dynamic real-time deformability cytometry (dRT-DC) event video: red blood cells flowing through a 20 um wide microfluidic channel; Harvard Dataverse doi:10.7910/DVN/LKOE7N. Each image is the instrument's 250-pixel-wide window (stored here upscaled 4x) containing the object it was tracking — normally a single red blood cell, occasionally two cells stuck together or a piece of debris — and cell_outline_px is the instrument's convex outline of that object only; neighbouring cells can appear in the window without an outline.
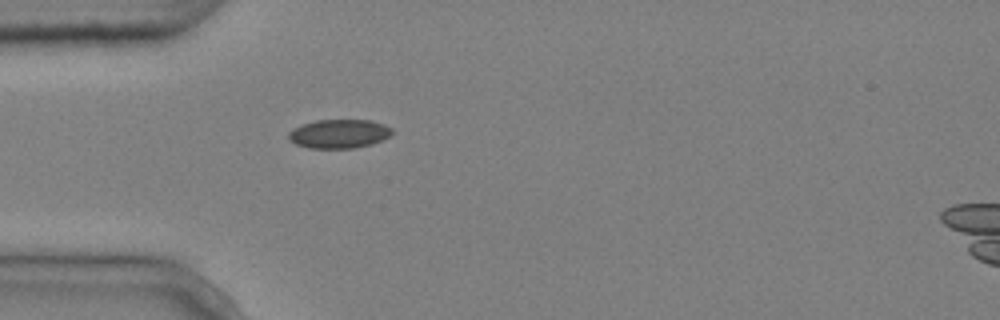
{"species": "common noctule bat (a hibernating species)", "species_latin": "Nyctalus noctula", "temperature_condition": "cold", "stored_images_in_passage": 2, "camera_frame_rate_fps": 3000, "um_per_image_px": 0.085, "animal": {"sex": "male", "body_mass_g": 20.4}, "frame": {"image": 1, "passage_image": 2, "time_ms": 0.333, "image_size_px": [1000, 320], "cell_outline_px": [[392, 132], [388, 136], [372, 144], [352, 148], [308, 148], [296, 144], [288, 140], [288, 132], [292, 128], [316, 120], [372, 120], [384, 124], [392, 128]], "centroid_in_image_um": [28.78, 11.37], "position_along_channel_um": 56.2, "area_um2": 17.4}}